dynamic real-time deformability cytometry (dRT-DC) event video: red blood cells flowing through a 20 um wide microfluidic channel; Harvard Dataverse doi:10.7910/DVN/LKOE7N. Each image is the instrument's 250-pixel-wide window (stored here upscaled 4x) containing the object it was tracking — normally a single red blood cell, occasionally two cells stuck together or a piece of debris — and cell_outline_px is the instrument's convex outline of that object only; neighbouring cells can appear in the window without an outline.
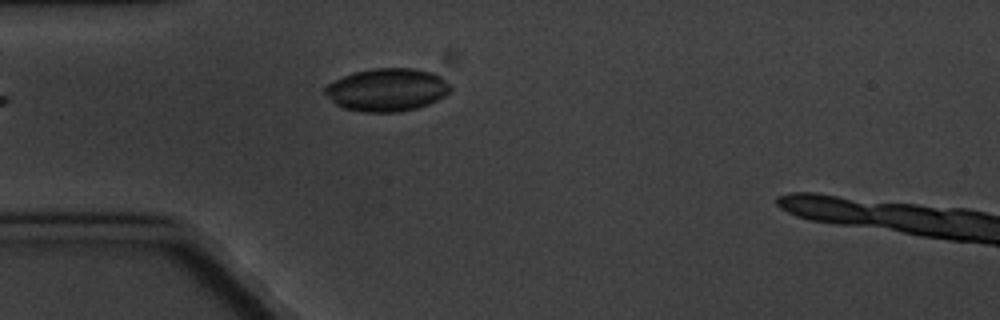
{"species": "common noctule bat (a hibernating species)", "species_latin": "Nyctalus noctula", "temperature_condition": "cold", "stored_images_in_passage": 4, "camera_frame_rate_fps": 3000, "um_per_image_px": 0.085, "animal": {"sex": "male", "body_mass_g": 20.1, "forearm_length_mm": 53.5}, "frame": {"image": 1, "passage_image": 4, "time_ms": 4.667, "image_size_px": [1000, 320], "cell_outline_px": [[452, 92], [428, 104], [416, 108], [396, 112], [364, 112], [344, 108], [336, 104], [324, 92], [324, 88], [328, 84], [352, 72], [372, 68], [416, 68], [432, 72], [440, 76], [452, 88]], "centroid_in_image_um": [32.91, 7.62], "position_along_channel_um": 52.1, "area_um2": 31.27}}